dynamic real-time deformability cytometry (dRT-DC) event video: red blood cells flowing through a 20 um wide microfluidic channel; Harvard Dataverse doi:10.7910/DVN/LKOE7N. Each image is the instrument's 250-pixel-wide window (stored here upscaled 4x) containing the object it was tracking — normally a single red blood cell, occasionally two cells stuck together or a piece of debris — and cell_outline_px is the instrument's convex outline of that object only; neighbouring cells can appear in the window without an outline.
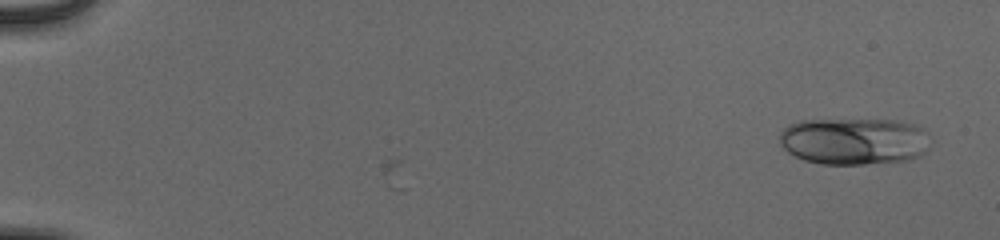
{"species": "human", "species_latin": "Homo sapiens", "temperature_condition": "cold", "stored_images_in_passage": 3, "camera_frame_rate_fps": 3000, "um_per_image_px": 0.085, "donor": {"sex": "male"}, "frame": {"image": 1, "passage_image": 3, "time_ms": 0.667, "image_size_px": [1000, 240], "cell_outline_px": [[928, 148], [920, 156], [908, 160], [864, 164], [820, 164], [804, 160], [788, 152], [780, 144], [780, 132], [788, 124], [796, 120], [892, 120], [912, 124], [924, 128]], "centroid_in_image_um": [72.55, 12.0], "position_along_channel_um": 12.5, "area_um2": 41.21}}